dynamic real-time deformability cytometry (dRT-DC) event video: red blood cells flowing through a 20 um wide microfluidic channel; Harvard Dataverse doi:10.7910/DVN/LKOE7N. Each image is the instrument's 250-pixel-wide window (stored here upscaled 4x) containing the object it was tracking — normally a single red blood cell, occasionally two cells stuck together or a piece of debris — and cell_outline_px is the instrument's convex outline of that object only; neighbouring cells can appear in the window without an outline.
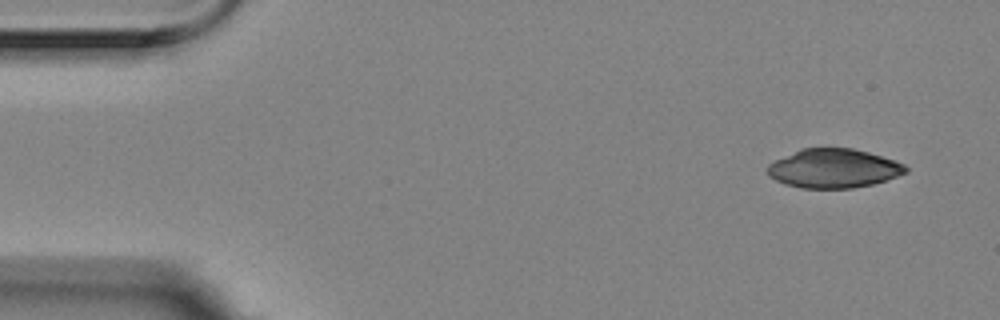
{"species": "Egyptian fruit bat (a non-hibernating species)", "species_latin": "Rousettus aegyptiacus", "temperature_condition": "room temperature", "stored_images_in_passage": 5, "camera_frame_rate_fps": 3000, "um_per_image_px": 0.085, "animal": {"sex": "female"}, "frame": {"image": 1, "passage_image": 1, "time_ms": 0.0, "image_size_px": [1000, 320], "cell_outline_px": [[908, 172], [872, 184], [852, 188], [800, 188], [784, 184], [768, 176], [768, 164], [800, 148], [852, 148], [868, 152], [904, 164], [908, 168]], "centroid_in_image_um": [70.83, 14.32], "position_along_channel_um": 14.2, "area_um2": 31.21}}